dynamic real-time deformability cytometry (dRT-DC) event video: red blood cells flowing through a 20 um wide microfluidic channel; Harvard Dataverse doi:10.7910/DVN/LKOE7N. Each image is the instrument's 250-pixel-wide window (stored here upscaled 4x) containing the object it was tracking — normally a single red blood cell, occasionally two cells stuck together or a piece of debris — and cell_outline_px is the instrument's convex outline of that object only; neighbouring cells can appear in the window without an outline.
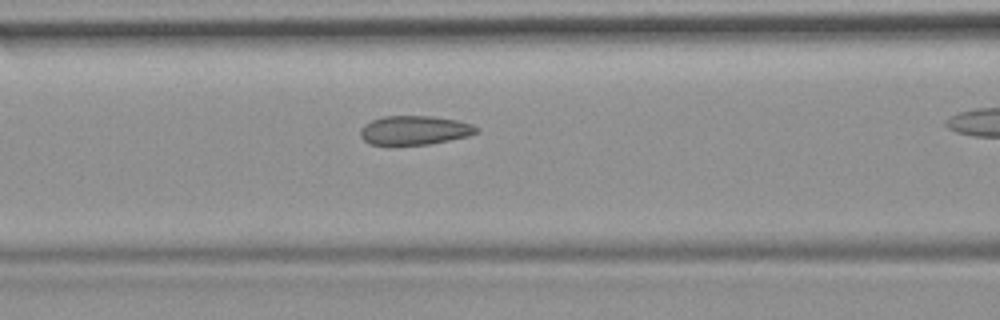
{"species": "common noctule bat (a hibernating species)", "species_latin": "Nyctalus noctula", "temperature_condition": "room temperature", "stored_images_in_passage": 37, "camera_frame_rate_fps": 3000, "um_per_image_px": 0.085, "animal": {"sex": "female", "body_mass_g": 19.9}, "frame": {"image": 1, "passage_image": 16, "time_ms": 5.0, "image_size_px": [1000, 320], "cell_outline_px": [[480, 132], [468, 136], [428, 144], [368, 144], [360, 136], [360, 128], [364, 124], [372, 120], [384, 116], [432, 116], [456, 120], [472, 124], [480, 128]], "centroid_in_image_um": [35.25, 11.06], "position_along_channel_um": 131.4, "area_um2": 19.59}}